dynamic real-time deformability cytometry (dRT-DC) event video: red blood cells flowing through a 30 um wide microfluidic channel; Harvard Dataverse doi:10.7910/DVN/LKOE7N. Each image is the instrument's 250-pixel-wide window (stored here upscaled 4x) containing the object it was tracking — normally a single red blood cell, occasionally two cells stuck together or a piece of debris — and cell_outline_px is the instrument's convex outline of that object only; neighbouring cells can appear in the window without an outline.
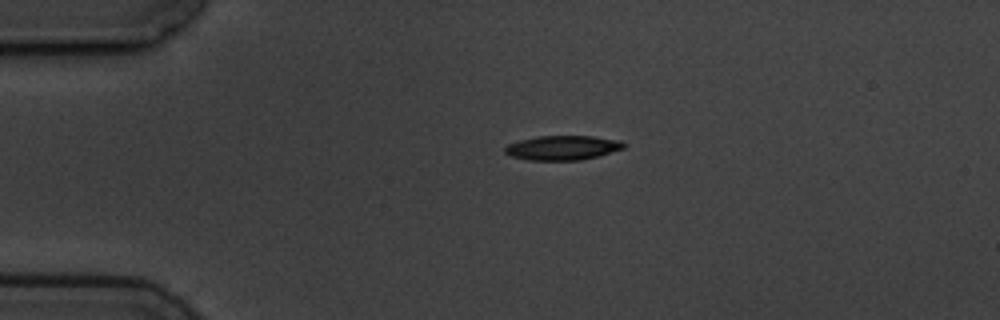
{"species": "common noctule bat (a hibernating species)", "species_latin": "Nyctalus noctula", "temperature_condition": "cold", "stored_images_in_passage": 2, "camera_frame_rate_fps": 3000, "um_per_image_px": 0.085, "animal": {"sex": "male", "body_mass_g": 19.5, "forearm_length_mm": 54.6}, "frame": {"image": 1, "passage_image": 1, "time_ms": 0.0, "image_size_px": [1000, 320], "cell_outline_px": [[628, 144], [624, 148], [596, 156], [580, 160], [528, 160], [512, 156], [504, 152], [504, 148], [508, 144], [520, 140], [536, 136], [592, 136], [620, 140]], "centroid_in_image_um": [47.82, 12.55], "position_along_channel_um": 37.2, "area_um2": 16.88}}